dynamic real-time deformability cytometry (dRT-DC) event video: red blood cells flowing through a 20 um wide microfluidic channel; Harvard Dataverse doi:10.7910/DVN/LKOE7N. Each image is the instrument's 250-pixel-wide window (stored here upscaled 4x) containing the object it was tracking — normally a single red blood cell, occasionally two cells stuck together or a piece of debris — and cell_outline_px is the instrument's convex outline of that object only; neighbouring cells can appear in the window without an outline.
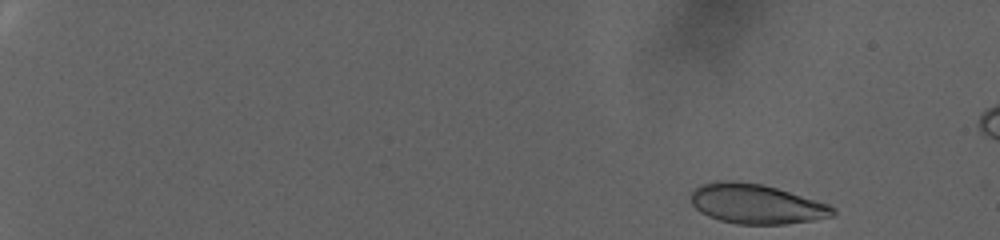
{"species": "human", "species_latin": "Homo sapiens", "temperature_condition": "warm", "stored_images_in_passage": 82, "camera_frame_rate_fps": 3000, "um_per_image_px": 0.085, "donor": {"sex": "female"}, "frame": {"image": 1, "passage_image": 2, "time_ms": 0.333, "image_size_px": [1000, 240], "cell_outline_px": [[836, 212], [832, 216], [812, 220], [784, 224], [736, 224], [720, 220], [708, 216], [700, 212], [692, 204], [692, 192], [700, 184], [716, 180], [732, 180], [764, 184], [828, 204], [836, 208]], "centroid_in_image_um": [64.26, 17.32], "position_along_channel_um": 20.7, "area_um2": 32.83}}
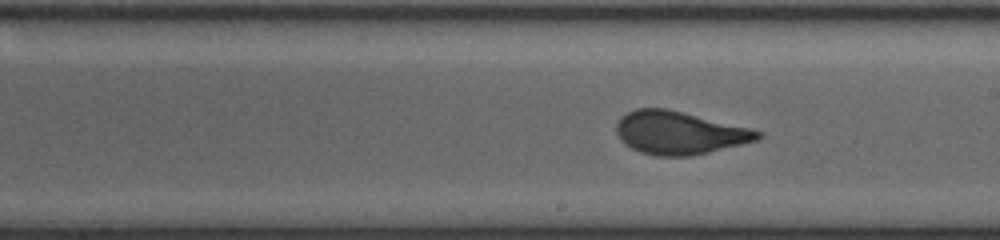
{"frame": {"image": 2, "passage_image": 50, "time_ms": 16.333, "image_size_px": [1000, 240], "cell_outline_px": [[764, 132], [756, 140], [692, 156], [656, 156], [640, 152], [624, 144], [620, 140], [616, 132], [616, 124], [620, 116], [636, 108], [668, 108], [752, 128]], "centroid_in_image_um": [57.71, 11.27], "position_along_channel_um": 231.3, "area_um2": 35.55}}
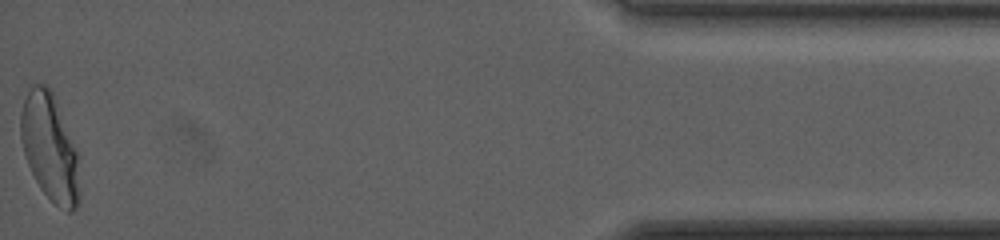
{"frame": {"image": 3, "passage_image": 82, "time_ms": 27.0, "image_size_px": [1000, 240], "cell_outline_px": [[80, 204], [72, 212], [68, 212], [60, 208], [40, 188], [28, 164], [24, 152], [20, 136], [20, 112], [24, 100], [32, 84], [44, 84], [52, 88], [80, 152]], "centroid_in_image_um": [4.3, 12.53], "position_along_channel_um": 430.9, "area_um2": 37.97}, "authors_computed_cell_mechanics": {"area_um2": 34.969, "velocity_mm_per_s": 2.4714, "shape_relaxation_time_tau1_ms": 10.9954, "shape_relaxation_time_tau2_ms": null, "deformation_change_tau1": 0.2304, "deformation_change_tau2": null}}